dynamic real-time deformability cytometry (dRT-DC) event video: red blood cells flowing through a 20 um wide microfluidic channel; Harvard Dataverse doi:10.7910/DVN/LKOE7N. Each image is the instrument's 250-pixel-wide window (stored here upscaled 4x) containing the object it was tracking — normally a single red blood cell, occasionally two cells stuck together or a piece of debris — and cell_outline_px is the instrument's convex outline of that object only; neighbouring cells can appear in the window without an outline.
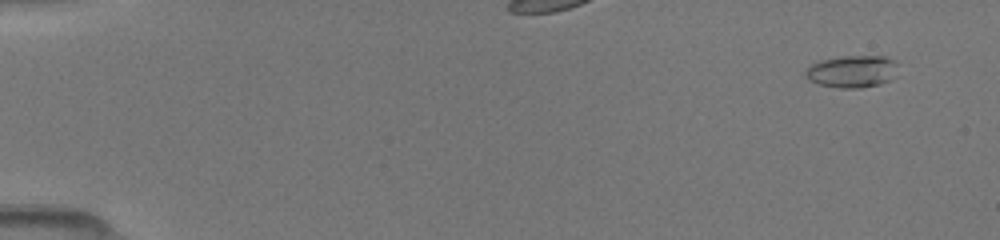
{"species": "common noctule bat (a hibernating species)", "species_latin": "Nyctalus noctula", "temperature_condition": "room temperature", "stored_images_in_passage": 34, "camera_frame_rate_fps": 3000, "um_per_image_px": 0.085, "animal": {"sex": "female", "body_mass_g": 19.5, "forearm_length_mm": 54.1}, "frame": {"image": 1, "passage_image": 3, "time_ms": 0.667, "image_size_px": [1000, 240], "cell_outline_px": [[900, 64], [892, 80], [880, 84], [860, 88], [840, 88], [820, 84], [808, 80], [804, 76], [804, 72], [812, 64], [820, 60], [840, 56], [884, 56], [896, 60]], "centroid_in_image_um": [72.47, 6.06], "position_along_channel_um": 12.5, "area_um2": 17.69}}
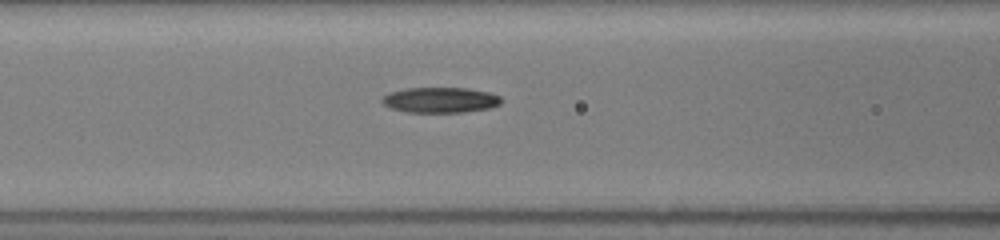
{"frame": {"image": 2, "passage_image": 18, "time_ms": 7.0, "image_size_px": [1000, 240], "cell_outline_px": [[504, 100], [500, 104], [492, 108], [464, 112], [404, 112], [388, 108], [380, 100], [388, 92], [404, 88], [468, 88], [488, 92], [500, 96]], "centroid_in_image_um": [37.42, 8.5], "position_along_channel_um": 129.2, "area_um2": 17.98}}
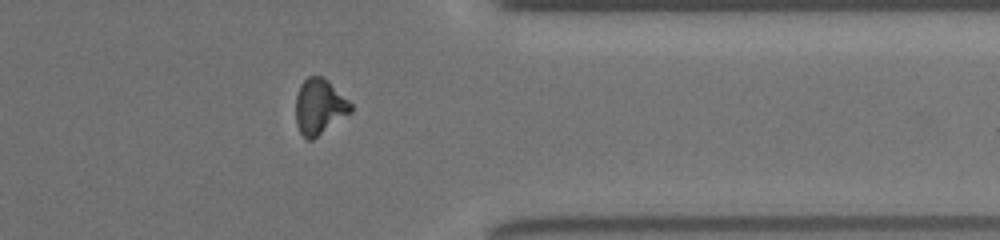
{"frame": {"image": 3, "passage_image": 30, "time_ms": 13.333, "image_size_px": [1000, 240], "cell_outline_px": [[352, 112], [312, 140], [308, 140], [300, 132], [296, 124], [296, 96], [300, 84], [308, 76], [320, 76], [328, 80], [352, 104]], "centroid_in_image_um": [27.14, 9.06], "position_along_channel_um": 384.3, "area_um2": 17.74}}